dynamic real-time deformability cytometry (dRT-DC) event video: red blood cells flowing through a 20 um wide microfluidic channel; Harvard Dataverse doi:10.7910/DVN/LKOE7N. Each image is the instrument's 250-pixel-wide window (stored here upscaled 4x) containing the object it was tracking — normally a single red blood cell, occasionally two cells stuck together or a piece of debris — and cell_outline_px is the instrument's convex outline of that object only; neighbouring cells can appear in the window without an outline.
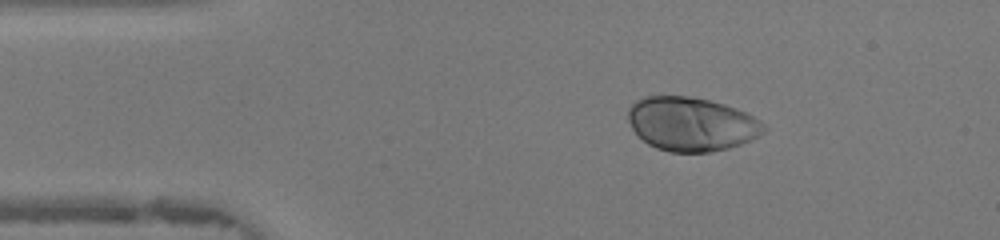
{"species": "human", "species_latin": "Homo sapiens", "temperature_condition": "warm", "stored_images_in_passage": 46, "camera_frame_rate_fps": 3000, "um_per_image_px": 0.085, "donor": {"sex": "female"}, "frame": {"image": 1, "passage_image": 7, "time_ms": 2.0, "image_size_px": [1000, 240], "cell_outline_px": [[768, 128], [760, 136], [740, 144], [728, 148], [712, 152], [668, 152], [656, 148], [648, 144], [632, 128], [628, 120], [628, 108], [636, 100], [644, 96], [688, 96], [708, 100], [724, 104], [748, 112], [760, 120]], "centroid_in_image_um": [58.8, 10.54], "position_along_channel_um": 26.2, "area_um2": 42.83}}
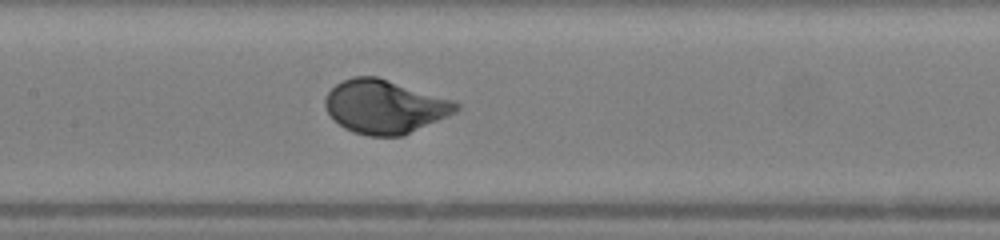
{"frame": {"image": 2, "passage_image": 21, "time_ms": 6.667, "image_size_px": [1000, 240], "cell_outline_px": [[460, 108], [456, 112], [400, 136], [368, 136], [352, 132], [344, 128], [324, 108], [324, 100], [328, 92], [336, 84], [352, 76], [376, 76], [452, 100], [460, 104]], "centroid_in_image_um": [32.66, 9.06], "position_along_channel_um": 174.7, "area_um2": 40.34}}
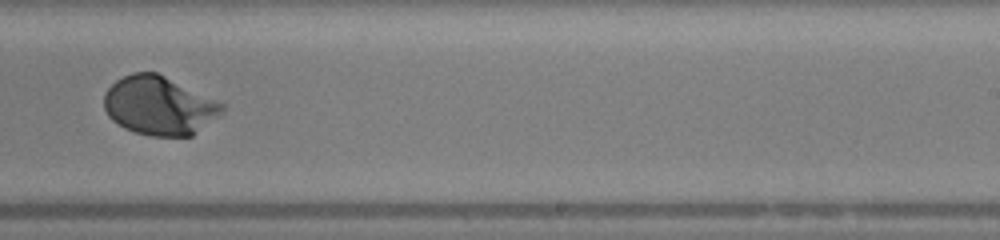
{"frame": {"image": 3, "passage_image": 28, "time_ms": 9.0, "image_size_px": [1000, 240], "cell_outline_px": [[224, 108], [220, 112], [192, 136], [152, 136], [136, 132], [124, 128], [112, 120], [108, 116], [104, 108], [104, 92], [116, 80], [132, 72], [156, 72], [224, 104]], "centroid_in_image_um": [13.46, 8.98], "position_along_channel_um": 275.5, "area_um2": 39.77}, "authors_computed_cell_mechanics": {"area_um2": 40.5178, "velocity_mm_per_s": 4.3352, "shape_relaxation_time_tau1_ms": 2.3203, "shape_relaxation_time_tau2_ms": null, "deformation_change_tau1": 0.1807, "deformation_change_tau2": null}}